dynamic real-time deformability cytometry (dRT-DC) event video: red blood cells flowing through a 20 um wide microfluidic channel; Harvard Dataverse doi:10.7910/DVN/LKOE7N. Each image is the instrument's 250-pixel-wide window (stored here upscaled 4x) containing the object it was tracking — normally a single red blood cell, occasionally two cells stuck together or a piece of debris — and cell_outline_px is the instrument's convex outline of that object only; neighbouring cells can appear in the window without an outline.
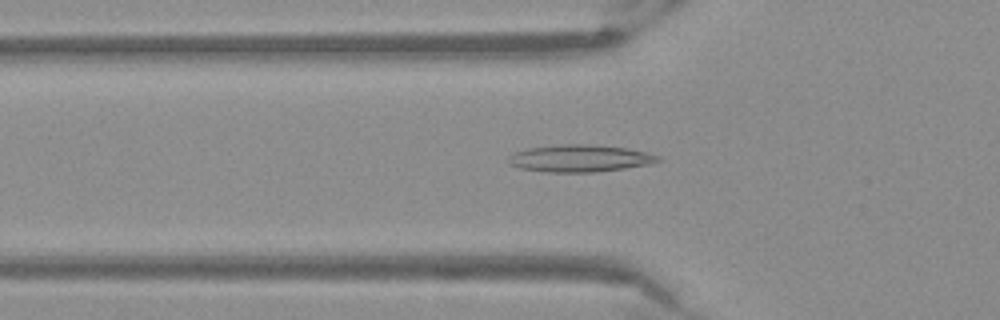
{"species": "Egyptian fruit bat (a non-hibernating species)", "species_latin": "Rousettus aegyptiacus", "temperature_condition": "warm", "stored_images_in_passage": 52, "camera_frame_rate_fps": 3000, "um_per_image_px": 0.085, "frame": {"image": 1, "passage_image": 18, "time_ms": 5.667, "image_size_px": [1000, 320], "cell_outline_px": [[660, 160], [648, 164], [624, 168], [596, 172], [544, 172], [520, 168], [512, 164], [508, 160], [508, 156], [516, 152], [528, 148], [564, 144], [588, 144], [628, 148], [648, 152], [660, 156]], "centroid_in_image_um": [49.3, 13.46], "position_along_channel_um": 76.5, "area_um2": 23.52}}
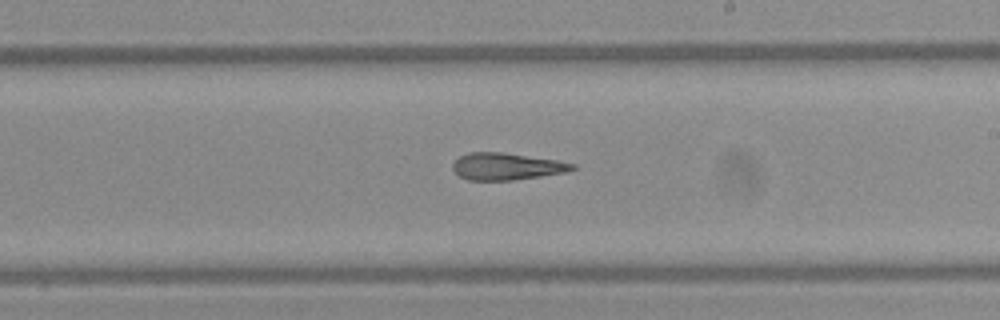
{"frame": {"image": 2, "passage_image": 31, "time_ms": 10.0, "image_size_px": [1000, 320], "cell_outline_px": [[576, 168], [568, 172], [512, 180], [468, 180], [460, 176], [452, 168], [452, 164], [460, 156], [468, 152], [504, 152], [556, 160], [576, 164]], "centroid_in_image_um": [43.07, 14.14], "position_along_channel_um": 245.9, "area_um2": 18.79}}
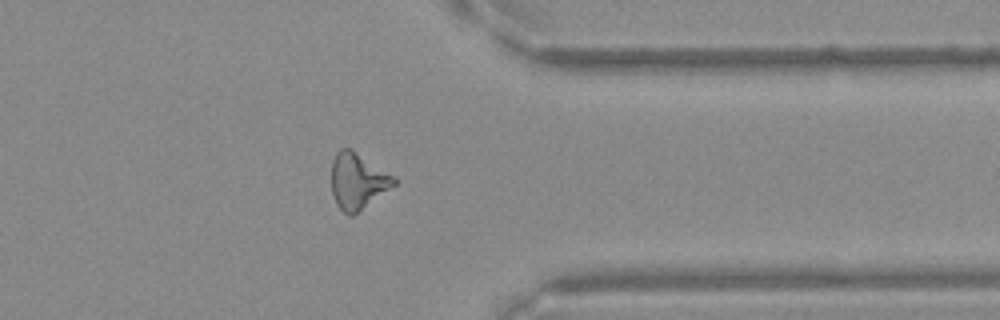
{"frame": {"image": 3, "passage_image": 42, "time_ms": 13.667, "image_size_px": [1000, 320], "cell_outline_px": [[396, 184], [352, 216], [348, 216], [336, 204], [332, 192], [332, 160], [336, 152], [340, 148], [352, 148], [396, 176]], "centroid_in_image_um": [30.41, 15.35], "position_along_channel_um": 381.0, "area_um2": 20.58}}